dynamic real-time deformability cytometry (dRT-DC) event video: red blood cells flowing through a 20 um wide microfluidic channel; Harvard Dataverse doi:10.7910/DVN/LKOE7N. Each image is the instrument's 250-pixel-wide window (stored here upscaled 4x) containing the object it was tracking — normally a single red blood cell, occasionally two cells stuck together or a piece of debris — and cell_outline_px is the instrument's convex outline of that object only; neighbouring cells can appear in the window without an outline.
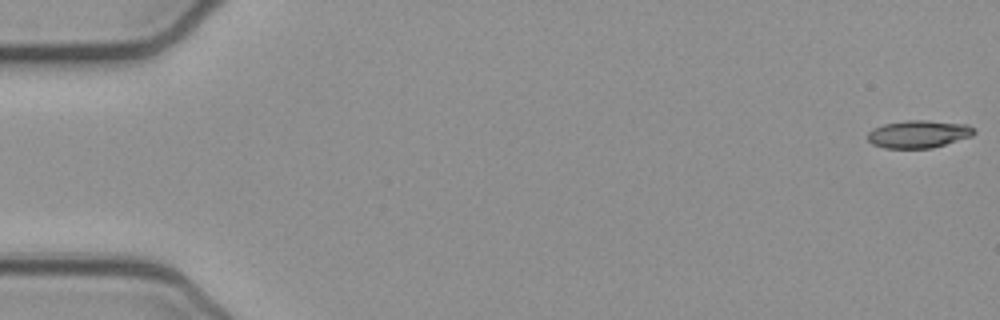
{"species": "common noctule bat (a hibernating species)", "species_latin": "Nyctalus noctula", "temperature_condition": "cold", "stored_images_in_passage": 53, "camera_frame_rate_fps": 3000, "um_per_image_px": 0.085, "animal": {"sex": "female", "body_mass_g": 21.9}, "frame": {"image": 1, "passage_image": 1, "time_ms": 0.0, "image_size_px": [1000, 320], "cell_outline_px": [[976, 132], [972, 136], [932, 148], [884, 148], [872, 144], [868, 140], [868, 132], [872, 128], [884, 124], [908, 120], [928, 120], [968, 124]], "centroid_in_image_um": [78.07, 11.39], "position_along_channel_um": 6.9, "area_um2": 17.17}}
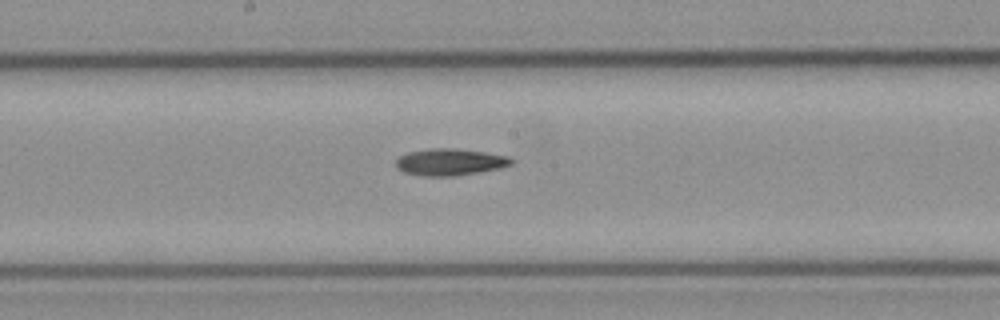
{"frame": {"image": 2, "passage_image": 28, "time_ms": 9.0, "image_size_px": [1000, 320], "cell_outline_px": [[512, 164], [500, 168], [480, 172], [456, 176], [420, 176], [404, 172], [396, 168], [396, 160], [400, 156], [408, 152], [428, 148], [452, 148], [484, 152], [508, 156], [512, 160]], "centroid_in_image_um": [38.22, 13.78], "position_along_channel_um": 210.0, "area_um2": 18.09}}
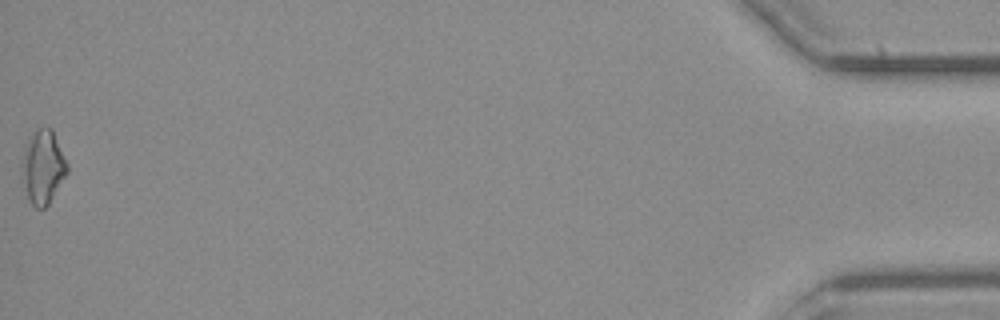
{"frame": {"image": 3, "passage_image": 53, "time_ms": 17.333, "image_size_px": [1000, 320], "cell_outline_px": [[68, 172], [48, 204], [44, 208], [36, 208], [28, 200], [20, 180], [24, 156], [28, 136], [36, 128], [52, 128], [68, 164]], "centroid_in_image_um": [3.63, 14.2], "position_along_channel_um": 431.6, "area_um2": 19.54}}